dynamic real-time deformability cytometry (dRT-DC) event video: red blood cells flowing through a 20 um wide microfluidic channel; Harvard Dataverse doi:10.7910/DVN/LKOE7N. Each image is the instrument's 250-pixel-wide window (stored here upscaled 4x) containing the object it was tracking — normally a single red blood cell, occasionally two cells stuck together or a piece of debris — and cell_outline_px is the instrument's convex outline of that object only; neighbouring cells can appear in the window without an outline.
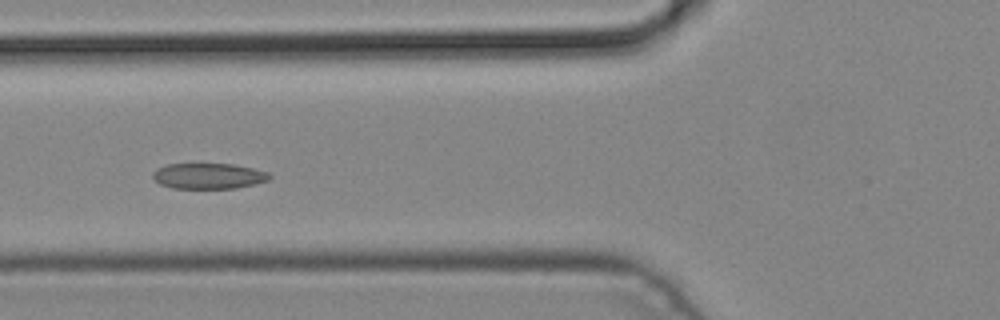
{"species": "common noctule bat (a hibernating species)", "species_latin": "Nyctalus noctula", "temperature_condition": "cold", "stored_images_in_passage": 6, "camera_frame_rate_fps": 3000, "um_per_image_px": 0.085, "animal": {"sex": "male", "body_mass_g": 19.2, "forearm_length_mm": 51.8}, "frame": {"image": 1, "passage_image": 6, "time_ms": 1.667, "image_size_px": [1000, 320], "cell_outline_px": [[272, 176], [268, 180], [256, 184], [236, 188], [172, 188], [160, 184], [152, 176], [152, 172], [156, 168], [168, 164], [232, 164], [272, 172]], "centroid_in_image_um": [17.76, 14.96], "position_along_channel_um": 108.0, "area_um2": 17.57}}